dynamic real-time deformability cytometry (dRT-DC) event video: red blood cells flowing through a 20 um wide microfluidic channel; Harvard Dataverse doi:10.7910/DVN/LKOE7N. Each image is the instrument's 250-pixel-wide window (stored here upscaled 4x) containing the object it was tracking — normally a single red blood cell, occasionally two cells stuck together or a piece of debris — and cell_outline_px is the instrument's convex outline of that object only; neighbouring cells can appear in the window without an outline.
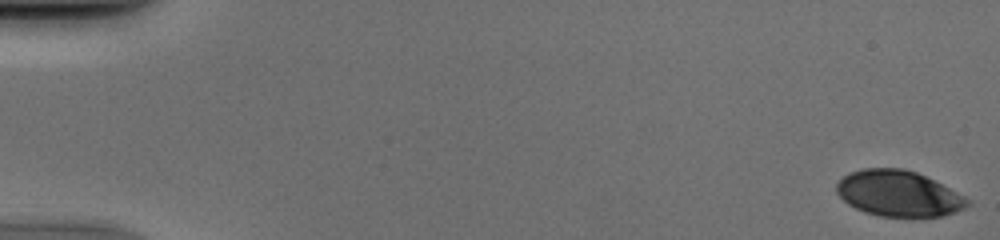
{"species": "human", "species_latin": "Homo sapiens", "temperature_condition": "cold", "stored_images_in_passage": 52, "camera_frame_rate_fps": 3000, "um_per_image_px": 0.085, "donor": {"sex": "male"}, "frame": {"image": 1, "passage_image": 1, "time_ms": 0.0, "image_size_px": [1000, 240], "cell_outline_px": [[972, 204], [964, 208], [940, 216], [880, 216], [864, 212], [848, 204], [836, 192], [836, 184], [848, 172], [864, 168], [904, 168], [916, 172], [972, 200]], "centroid_in_image_um": [76.35, 16.44], "position_along_channel_um": 8.7, "area_um2": 34.62}}
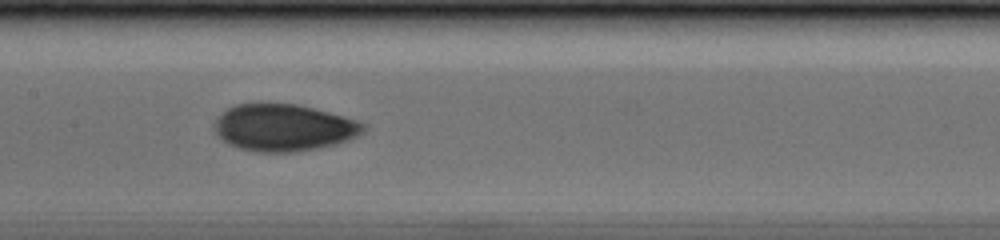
{"frame": {"image": 2, "passage_image": 27, "time_ms": 8.667, "image_size_px": [1000, 240], "cell_outline_px": [[364, 132], [348, 140], [316, 148], [292, 152], [256, 152], [240, 148], [228, 144], [220, 140], [216, 132], [216, 120], [228, 108], [236, 104], [296, 104], [344, 116], [356, 120], [364, 124]], "centroid_in_image_um": [24.1, 10.86], "position_along_channel_um": 183.3, "area_um2": 40.17}}
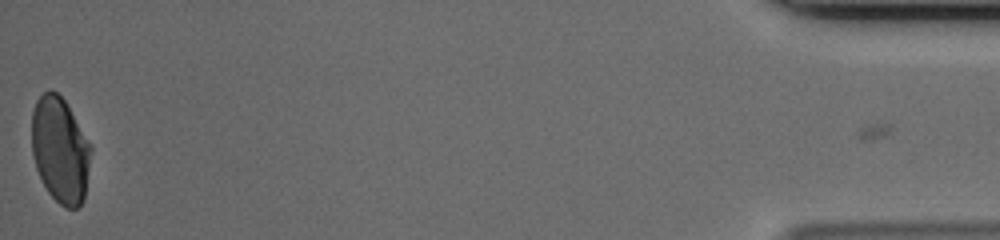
{"frame": {"image": 3, "passage_image": 52, "time_ms": 17.0, "image_size_px": [1000, 240], "cell_outline_px": [[92, 148], [84, 200], [80, 208], [64, 208], [48, 192], [36, 168], [32, 156], [32, 112], [36, 100], [48, 88], [52, 88], [64, 100]], "centroid_in_image_um": [5.1, 12.76], "position_along_channel_um": 430.1, "area_um2": 36.41}}